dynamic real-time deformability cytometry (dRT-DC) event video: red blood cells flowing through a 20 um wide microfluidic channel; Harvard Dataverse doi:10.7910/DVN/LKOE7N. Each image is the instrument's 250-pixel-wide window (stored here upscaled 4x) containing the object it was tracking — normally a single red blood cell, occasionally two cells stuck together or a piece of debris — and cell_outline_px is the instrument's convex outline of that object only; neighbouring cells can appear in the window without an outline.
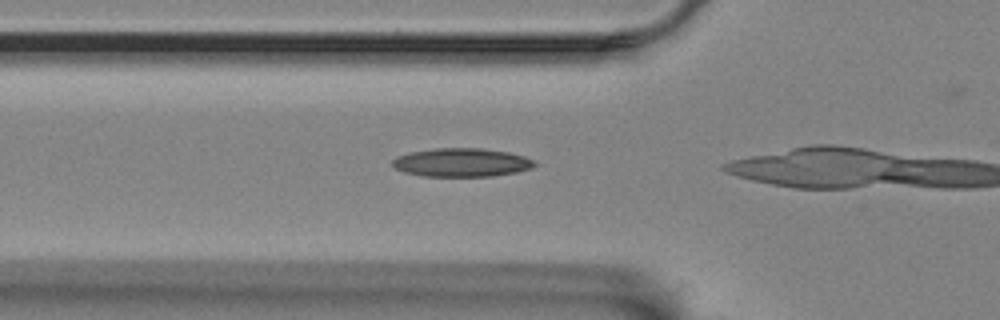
{"species": "Egyptian fruit bat (a non-hibernating species)", "species_latin": "Rousettus aegyptiacus", "temperature_condition": "room temperature", "stored_images_in_passage": 14, "camera_frame_rate_fps": 3000, "um_per_image_px": 0.085, "animal": {"sex": "female"}, "frame": {"image": 1, "passage_image": 12, "time_ms": 3.667, "image_size_px": [1000, 320], "cell_outline_px": [[536, 164], [532, 168], [516, 172], [492, 176], [424, 176], [404, 172], [396, 168], [392, 164], [392, 160], [396, 156], [408, 152], [436, 148], [480, 148], [508, 152], [524, 156], [536, 160]], "centroid_in_image_um": [39.24, 13.8], "position_along_channel_um": 86.6, "area_um2": 23.7}}